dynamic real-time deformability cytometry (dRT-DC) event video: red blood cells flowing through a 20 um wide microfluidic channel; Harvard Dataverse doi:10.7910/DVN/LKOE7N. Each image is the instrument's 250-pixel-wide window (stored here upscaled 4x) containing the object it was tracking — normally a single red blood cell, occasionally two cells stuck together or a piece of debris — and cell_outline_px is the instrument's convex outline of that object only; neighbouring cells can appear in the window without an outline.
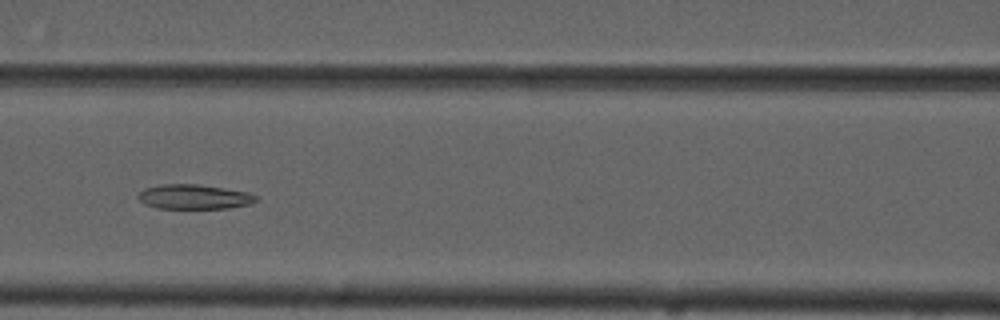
{"species": "common noctule bat (a hibernating species)", "species_latin": "Nyctalus noctula", "temperature_condition": "cold", "stored_images_in_passage": 8, "camera_frame_rate_fps": 3000, "um_per_image_px": 0.085, "animal": {"sex": "male", "forearm_length_mm": 52.5}, "frame": {"image": 1, "passage_image": 6, "time_ms": 5.667, "image_size_px": [1000, 320], "cell_outline_px": [[260, 200], [252, 204], [228, 208], [156, 208], [144, 204], [136, 196], [144, 188], [160, 184], [196, 184], [224, 188], [244, 192], [260, 196]], "centroid_in_image_um": [16.51, 16.73], "position_along_channel_um": 150.1, "area_um2": 17.05}}
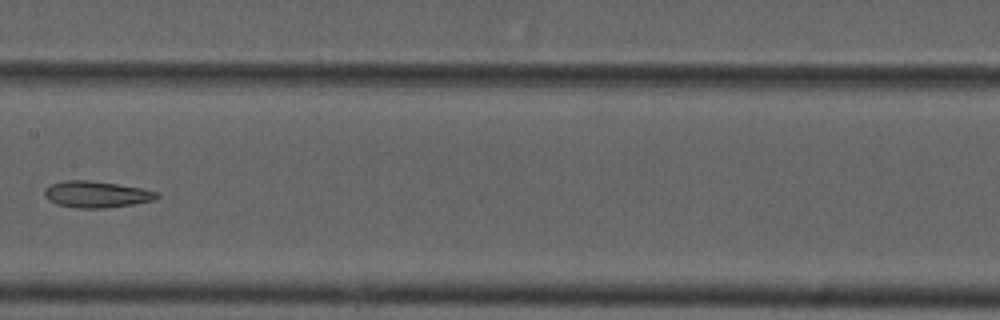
{"frame": {"image": 2, "passage_image": 7, "time_ms": 7.0, "image_size_px": [1000, 320], "cell_outline_px": [[160, 196], [156, 200], [132, 204], [104, 208], [76, 208], [56, 204], [48, 200], [44, 196], [44, 188], [52, 184], [68, 180], [88, 180], [144, 188], [160, 192]], "centroid_in_image_um": [8.22, 16.52], "position_along_channel_um": 199.2, "area_um2": 17.46}}
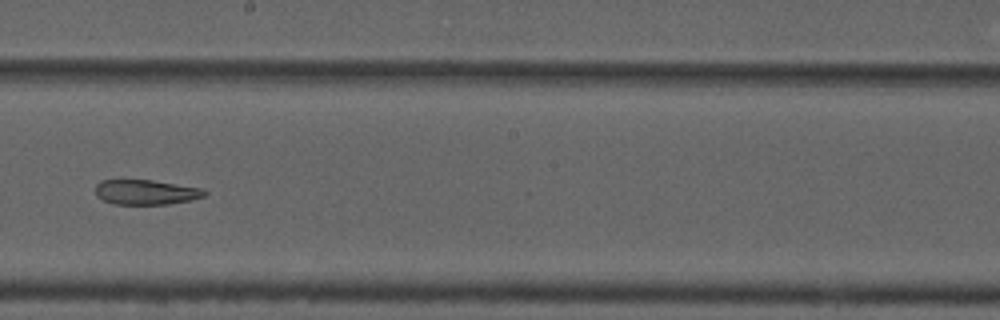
{"frame": {"image": 3, "passage_image": 8, "time_ms": 8.0, "image_size_px": [1000, 320], "cell_outline_px": [[208, 192], [204, 196], [192, 200], [168, 204], [112, 204], [96, 196], [96, 184], [100, 180], [152, 180], [200, 188]], "centroid_in_image_um": [12.39, 16.34], "position_along_channel_um": 235.8, "area_um2": 15.78}}